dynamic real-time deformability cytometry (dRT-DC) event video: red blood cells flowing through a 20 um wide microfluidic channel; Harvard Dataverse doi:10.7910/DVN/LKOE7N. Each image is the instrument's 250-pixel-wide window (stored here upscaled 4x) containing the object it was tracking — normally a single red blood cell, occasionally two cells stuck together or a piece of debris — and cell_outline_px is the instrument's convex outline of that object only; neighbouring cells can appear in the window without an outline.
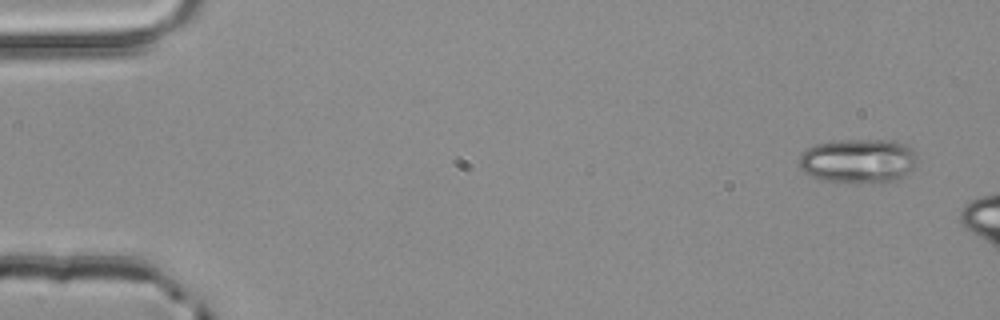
{"species": "common noctule bat (a hibernating species)", "species_latin": "Nyctalus noctula", "temperature_condition": "room temperature", "stored_images_in_passage": 2, "camera_frame_rate_fps": 3000, "um_per_image_px": 0.085, "animal": {"sex": "male", "body_mass_g": 20.4}, "frame": {"image": 1, "passage_image": 1, "time_ms": 0.0, "image_size_px": [1000, 320], "cell_outline_px": [[916, 164], [900, 180], [892, 184], [880, 184], [820, 180], [804, 172], [800, 168], [800, 156], [812, 144], [840, 140], [892, 140], [908, 144], [916, 152]], "centroid_in_image_um": [73.01, 13.69], "position_along_channel_um": 12.0, "area_um2": 31.21}}